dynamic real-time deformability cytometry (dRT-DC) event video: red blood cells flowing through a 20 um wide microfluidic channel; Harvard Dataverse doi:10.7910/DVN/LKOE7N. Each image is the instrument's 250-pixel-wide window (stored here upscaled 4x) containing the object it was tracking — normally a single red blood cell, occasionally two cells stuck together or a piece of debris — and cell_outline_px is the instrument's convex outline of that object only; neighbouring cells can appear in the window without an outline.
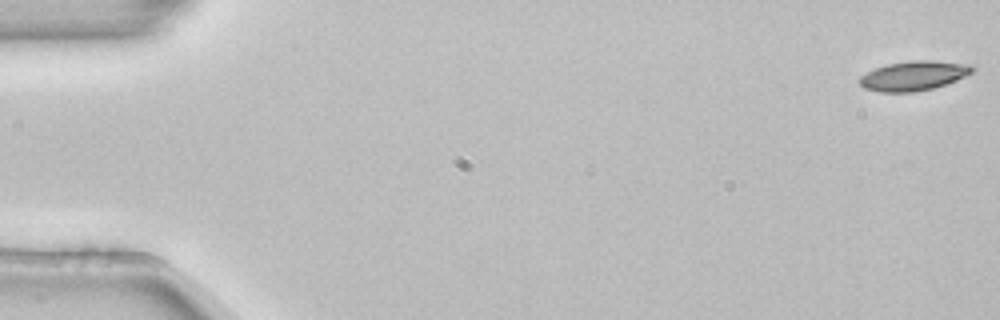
{"species": "common noctule bat (a hibernating species)", "species_latin": "Nyctalus noctula", "temperature_condition": "room temperature", "stored_images_in_passage": 5, "camera_frame_rate_fps": 3000, "um_per_image_px": 0.085, "animal": {"sex": "female", "body_mass_g": 22.7, "forearm_length_mm": 54.2}, "frame": {"image": 1, "passage_image": 1, "time_ms": 0.0, "image_size_px": [1000, 320], "cell_outline_px": [[972, 72], [956, 80], [932, 88], [912, 92], [880, 92], [864, 88], [860, 84], [860, 76], [876, 68], [888, 64], [912, 60], [928, 60], [972, 64]], "centroid_in_image_um": [77.65, 6.43], "position_along_channel_um": 7.4, "area_um2": 19.07}}
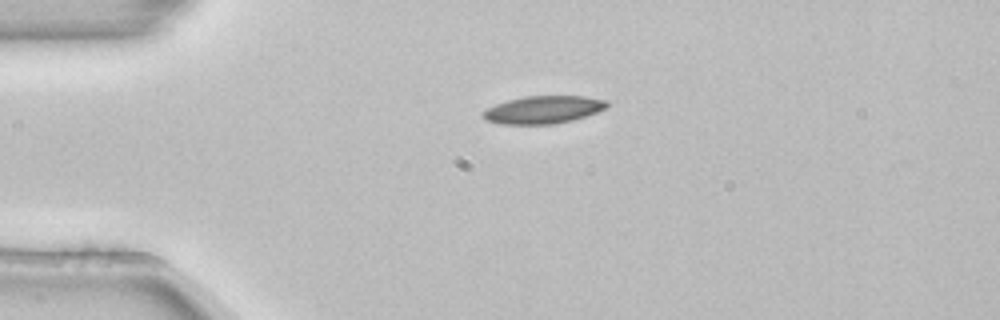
{"frame": {"image": 2, "passage_image": 4, "time_ms": 1.0, "image_size_px": [1000, 320], "cell_outline_px": [[608, 108], [572, 120], [552, 124], [500, 124], [484, 120], [480, 116], [480, 112], [496, 104], [508, 100], [524, 96], [584, 96], [608, 100]], "centroid_in_image_um": [46.14, 9.32], "position_along_channel_um": 38.9, "area_um2": 20.11}}